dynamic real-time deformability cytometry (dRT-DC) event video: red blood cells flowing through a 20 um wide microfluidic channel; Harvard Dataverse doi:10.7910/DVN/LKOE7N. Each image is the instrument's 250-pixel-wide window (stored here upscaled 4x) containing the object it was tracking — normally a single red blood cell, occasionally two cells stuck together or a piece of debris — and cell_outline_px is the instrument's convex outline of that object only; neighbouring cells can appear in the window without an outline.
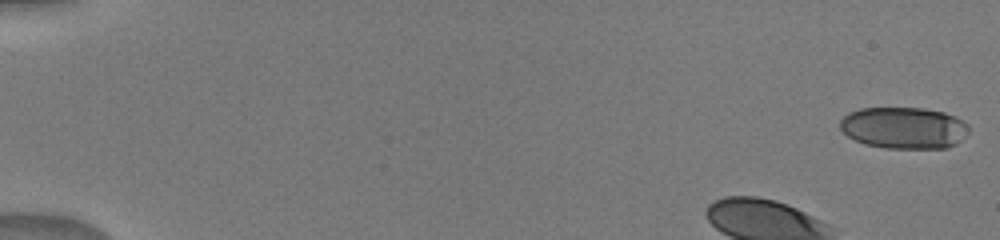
{"species": "human", "species_latin": "Homo sapiens", "temperature_condition": "warm", "stored_images_in_passage": 30, "camera_frame_rate_fps": 3000, "um_per_image_px": 0.085, "donor": {"sex": "male"}, "frame": {"image": 1, "passage_image": 1, "time_ms": 0.0, "image_size_px": [1000, 240], "cell_outline_px": [[968, 132], [956, 144], [948, 148], [884, 148], [864, 144], [848, 136], [840, 128], [840, 120], [848, 112], [860, 108], [924, 108], [944, 112], [956, 116], [964, 120], [968, 124]], "centroid_in_image_um": [76.84, 10.86], "position_along_channel_um": 8.2, "area_um2": 31.44}}
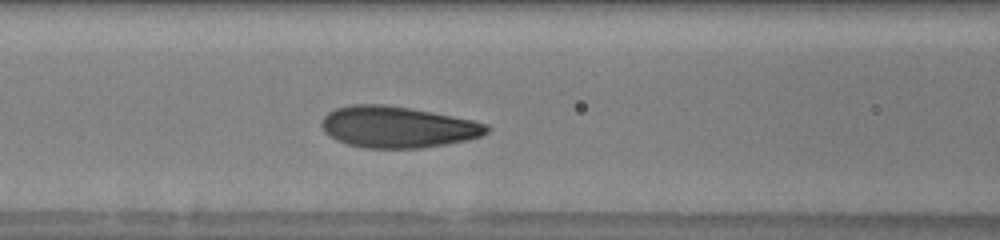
{"frame": {"image": 2, "passage_image": 14, "time_ms": 6.0, "image_size_px": [1000, 240], "cell_outline_px": [[488, 132], [480, 136], [468, 140], [420, 148], [364, 148], [348, 144], [336, 140], [324, 132], [320, 124], [324, 116], [328, 112], [336, 108], [352, 104], [384, 104], [432, 112], [472, 120], [488, 124]], "centroid_in_image_um": [33.76, 10.79], "position_along_channel_um": 132.8, "area_um2": 39.71}}
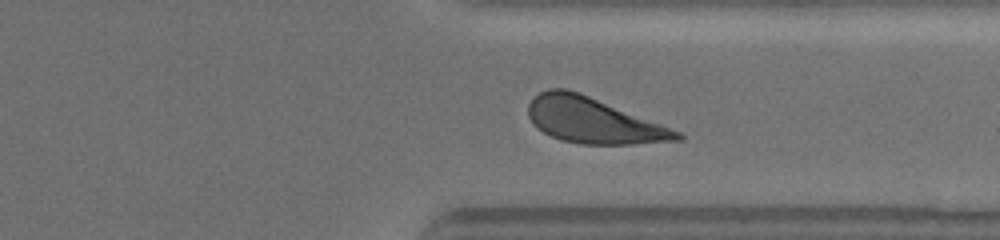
{"frame": {"image": 3, "passage_image": 27, "time_ms": 11.667, "image_size_px": [1000, 240], "cell_outline_px": [[684, 140], [632, 144], [580, 144], [560, 140], [536, 128], [532, 124], [528, 116], [528, 104], [540, 92], [548, 88], [564, 88], [580, 92], [680, 132], [684, 136]], "centroid_in_image_um": [50.39, 10.24], "position_along_channel_um": 361.0, "area_um2": 39.25}}